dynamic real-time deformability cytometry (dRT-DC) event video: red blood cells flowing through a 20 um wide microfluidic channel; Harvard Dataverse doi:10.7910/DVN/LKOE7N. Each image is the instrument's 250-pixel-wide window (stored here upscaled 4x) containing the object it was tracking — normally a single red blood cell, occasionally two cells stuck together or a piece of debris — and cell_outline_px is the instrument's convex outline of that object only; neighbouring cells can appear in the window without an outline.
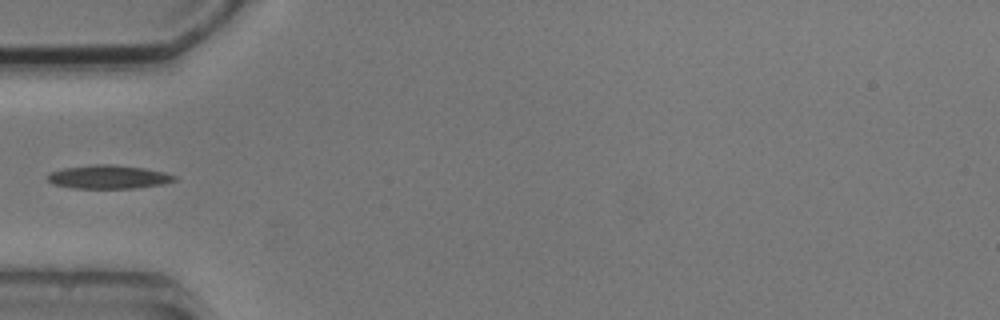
{"species": "common noctule bat (a hibernating species)", "species_latin": "Nyctalus noctula", "temperature_condition": "cold", "stored_images_in_passage": 1, "camera_frame_rate_fps": 3000, "um_per_image_px": 0.085, "animal": {"sex": "male", "body_mass_g": 20.5, "forearm_length_mm": 52.5}, "frame": {"image": 1, "passage_image": 1, "time_ms": 0.0, "image_size_px": [1000, 320], "cell_outline_px": [[176, 180], [164, 184], [132, 188], [72, 188], [56, 184], [48, 180], [48, 172], [64, 168], [96, 164], [116, 164], [144, 168], [164, 172], [176, 176]], "centroid_in_image_um": [9.24, 15.03], "position_along_channel_um": 75.8, "area_um2": 17.34}}